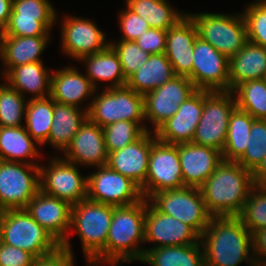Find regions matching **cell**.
I'll return each mask as SVG.
<instances>
[{
    "label": "cell",
    "instance_id": "cell-46",
    "mask_svg": "<svg viewBox=\"0 0 266 266\" xmlns=\"http://www.w3.org/2000/svg\"><path fill=\"white\" fill-rule=\"evenodd\" d=\"M34 258L28 251L0 242V266H32Z\"/></svg>",
    "mask_w": 266,
    "mask_h": 266
},
{
    "label": "cell",
    "instance_id": "cell-17",
    "mask_svg": "<svg viewBox=\"0 0 266 266\" xmlns=\"http://www.w3.org/2000/svg\"><path fill=\"white\" fill-rule=\"evenodd\" d=\"M72 205L65 200L47 195L39 190L29 201L25 210L61 245L73 254L69 240Z\"/></svg>",
    "mask_w": 266,
    "mask_h": 266
},
{
    "label": "cell",
    "instance_id": "cell-10",
    "mask_svg": "<svg viewBox=\"0 0 266 266\" xmlns=\"http://www.w3.org/2000/svg\"><path fill=\"white\" fill-rule=\"evenodd\" d=\"M39 190V165L0 160V212L24 209Z\"/></svg>",
    "mask_w": 266,
    "mask_h": 266
},
{
    "label": "cell",
    "instance_id": "cell-15",
    "mask_svg": "<svg viewBox=\"0 0 266 266\" xmlns=\"http://www.w3.org/2000/svg\"><path fill=\"white\" fill-rule=\"evenodd\" d=\"M197 89L185 76L175 75L168 82L144 95V116L154 132L179 109Z\"/></svg>",
    "mask_w": 266,
    "mask_h": 266
},
{
    "label": "cell",
    "instance_id": "cell-22",
    "mask_svg": "<svg viewBox=\"0 0 266 266\" xmlns=\"http://www.w3.org/2000/svg\"><path fill=\"white\" fill-rule=\"evenodd\" d=\"M198 37L196 24L187 15L167 30L165 55L175 75L192 81L194 42Z\"/></svg>",
    "mask_w": 266,
    "mask_h": 266
},
{
    "label": "cell",
    "instance_id": "cell-5",
    "mask_svg": "<svg viewBox=\"0 0 266 266\" xmlns=\"http://www.w3.org/2000/svg\"><path fill=\"white\" fill-rule=\"evenodd\" d=\"M0 242L28 251L35 258L49 255L61 247L25 208L0 212Z\"/></svg>",
    "mask_w": 266,
    "mask_h": 266
},
{
    "label": "cell",
    "instance_id": "cell-44",
    "mask_svg": "<svg viewBox=\"0 0 266 266\" xmlns=\"http://www.w3.org/2000/svg\"><path fill=\"white\" fill-rule=\"evenodd\" d=\"M125 7L126 9L121 11L118 16V22L122 32L119 40L135 41L151 27L141 16L134 13L127 6Z\"/></svg>",
    "mask_w": 266,
    "mask_h": 266
},
{
    "label": "cell",
    "instance_id": "cell-23",
    "mask_svg": "<svg viewBox=\"0 0 266 266\" xmlns=\"http://www.w3.org/2000/svg\"><path fill=\"white\" fill-rule=\"evenodd\" d=\"M64 159L80 166L107 165L108 152L103 128L87 119L63 153Z\"/></svg>",
    "mask_w": 266,
    "mask_h": 266
},
{
    "label": "cell",
    "instance_id": "cell-31",
    "mask_svg": "<svg viewBox=\"0 0 266 266\" xmlns=\"http://www.w3.org/2000/svg\"><path fill=\"white\" fill-rule=\"evenodd\" d=\"M36 143L24 126L0 127V160L39 165L30 160L41 158Z\"/></svg>",
    "mask_w": 266,
    "mask_h": 266
},
{
    "label": "cell",
    "instance_id": "cell-27",
    "mask_svg": "<svg viewBox=\"0 0 266 266\" xmlns=\"http://www.w3.org/2000/svg\"><path fill=\"white\" fill-rule=\"evenodd\" d=\"M229 91L245 81L263 79L266 74V48L247 41L229 58Z\"/></svg>",
    "mask_w": 266,
    "mask_h": 266
},
{
    "label": "cell",
    "instance_id": "cell-20",
    "mask_svg": "<svg viewBox=\"0 0 266 266\" xmlns=\"http://www.w3.org/2000/svg\"><path fill=\"white\" fill-rule=\"evenodd\" d=\"M203 106L204 90L197 89L179 106L178 111L154 132L156 138L175 145L192 142Z\"/></svg>",
    "mask_w": 266,
    "mask_h": 266
},
{
    "label": "cell",
    "instance_id": "cell-42",
    "mask_svg": "<svg viewBox=\"0 0 266 266\" xmlns=\"http://www.w3.org/2000/svg\"><path fill=\"white\" fill-rule=\"evenodd\" d=\"M243 16L247 26V40L266 48V0L247 5Z\"/></svg>",
    "mask_w": 266,
    "mask_h": 266
},
{
    "label": "cell",
    "instance_id": "cell-26",
    "mask_svg": "<svg viewBox=\"0 0 266 266\" xmlns=\"http://www.w3.org/2000/svg\"><path fill=\"white\" fill-rule=\"evenodd\" d=\"M50 37L0 36V58L4 64L0 76L5 75L13 67L31 62H42L40 55L47 48Z\"/></svg>",
    "mask_w": 266,
    "mask_h": 266
},
{
    "label": "cell",
    "instance_id": "cell-18",
    "mask_svg": "<svg viewBox=\"0 0 266 266\" xmlns=\"http://www.w3.org/2000/svg\"><path fill=\"white\" fill-rule=\"evenodd\" d=\"M201 236L190 226L176 218L159 212L146 199V214L144 227L145 243H156L151 248L163 246H185L200 242Z\"/></svg>",
    "mask_w": 266,
    "mask_h": 266
},
{
    "label": "cell",
    "instance_id": "cell-37",
    "mask_svg": "<svg viewBox=\"0 0 266 266\" xmlns=\"http://www.w3.org/2000/svg\"><path fill=\"white\" fill-rule=\"evenodd\" d=\"M232 92L239 110L255 119L266 120V83L263 79L245 81Z\"/></svg>",
    "mask_w": 266,
    "mask_h": 266
},
{
    "label": "cell",
    "instance_id": "cell-2",
    "mask_svg": "<svg viewBox=\"0 0 266 266\" xmlns=\"http://www.w3.org/2000/svg\"><path fill=\"white\" fill-rule=\"evenodd\" d=\"M253 186L252 172L223 160L199 189L212 216H238Z\"/></svg>",
    "mask_w": 266,
    "mask_h": 266
},
{
    "label": "cell",
    "instance_id": "cell-30",
    "mask_svg": "<svg viewBox=\"0 0 266 266\" xmlns=\"http://www.w3.org/2000/svg\"><path fill=\"white\" fill-rule=\"evenodd\" d=\"M82 61L86 65V76L97 90L101 89L97 86V81L111 82V85L106 84L104 88L122 87L127 84L118 54L110 44L98 53L83 56L79 62Z\"/></svg>",
    "mask_w": 266,
    "mask_h": 266
},
{
    "label": "cell",
    "instance_id": "cell-41",
    "mask_svg": "<svg viewBox=\"0 0 266 266\" xmlns=\"http://www.w3.org/2000/svg\"><path fill=\"white\" fill-rule=\"evenodd\" d=\"M266 156V120L255 119L250 131L247 148L237 161L253 172Z\"/></svg>",
    "mask_w": 266,
    "mask_h": 266
},
{
    "label": "cell",
    "instance_id": "cell-9",
    "mask_svg": "<svg viewBox=\"0 0 266 266\" xmlns=\"http://www.w3.org/2000/svg\"><path fill=\"white\" fill-rule=\"evenodd\" d=\"M148 201L159 211L192 227L200 236L212 215L207 211L198 187H184L152 194Z\"/></svg>",
    "mask_w": 266,
    "mask_h": 266
},
{
    "label": "cell",
    "instance_id": "cell-3",
    "mask_svg": "<svg viewBox=\"0 0 266 266\" xmlns=\"http://www.w3.org/2000/svg\"><path fill=\"white\" fill-rule=\"evenodd\" d=\"M146 199L128 205L114 207L113 217L106 242V264L141 261L145 249L144 241Z\"/></svg>",
    "mask_w": 266,
    "mask_h": 266
},
{
    "label": "cell",
    "instance_id": "cell-21",
    "mask_svg": "<svg viewBox=\"0 0 266 266\" xmlns=\"http://www.w3.org/2000/svg\"><path fill=\"white\" fill-rule=\"evenodd\" d=\"M153 133L146 131L139 139L108 155L107 165L130 178L140 188L146 181L151 146L157 139Z\"/></svg>",
    "mask_w": 266,
    "mask_h": 266
},
{
    "label": "cell",
    "instance_id": "cell-24",
    "mask_svg": "<svg viewBox=\"0 0 266 266\" xmlns=\"http://www.w3.org/2000/svg\"><path fill=\"white\" fill-rule=\"evenodd\" d=\"M183 182L188 187H200L223 161L222 152L192 142L178 144Z\"/></svg>",
    "mask_w": 266,
    "mask_h": 266
},
{
    "label": "cell",
    "instance_id": "cell-40",
    "mask_svg": "<svg viewBox=\"0 0 266 266\" xmlns=\"http://www.w3.org/2000/svg\"><path fill=\"white\" fill-rule=\"evenodd\" d=\"M146 130L138 123L117 121L103 127L104 141L108 154L120 150L139 139Z\"/></svg>",
    "mask_w": 266,
    "mask_h": 266
},
{
    "label": "cell",
    "instance_id": "cell-6",
    "mask_svg": "<svg viewBox=\"0 0 266 266\" xmlns=\"http://www.w3.org/2000/svg\"><path fill=\"white\" fill-rule=\"evenodd\" d=\"M104 91L94 95L88 105V119L100 127H105L117 121L138 122L146 131H151L144 125V96L135 92L127 85L115 88H104Z\"/></svg>",
    "mask_w": 266,
    "mask_h": 266
},
{
    "label": "cell",
    "instance_id": "cell-1",
    "mask_svg": "<svg viewBox=\"0 0 266 266\" xmlns=\"http://www.w3.org/2000/svg\"><path fill=\"white\" fill-rule=\"evenodd\" d=\"M200 241L205 266L254 264L252 234L238 216H212Z\"/></svg>",
    "mask_w": 266,
    "mask_h": 266
},
{
    "label": "cell",
    "instance_id": "cell-38",
    "mask_svg": "<svg viewBox=\"0 0 266 266\" xmlns=\"http://www.w3.org/2000/svg\"><path fill=\"white\" fill-rule=\"evenodd\" d=\"M28 100L4 82L0 84V127L24 126Z\"/></svg>",
    "mask_w": 266,
    "mask_h": 266
},
{
    "label": "cell",
    "instance_id": "cell-39",
    "mask_svg": "<svg viewBox=\"0 0 266 266\" xmlns=\"http://www.w3.org/2000/svg\"><path fill=\"white\" fill-rule=\"evenodd\" d=\"M238 217L251 234L266 228V186L252 187Z\"/></svg>",
    "mask_w": 266,
    "mask_h": 266
},
{
    "label": "cell",
    "instance_id": "cell-51",
    "mask_svg": "<svg viewBox=\"0 0 266 266\" xmlns=\"http://www.w3.org/2000/svg\"><path fill=\"white\" fill-rule=\"evenodd\" d=\"M253 266H266V260H254Z\"/></svg>",
    "mask_w": 266,
    "mask_h": 266
},
{
    "label": "cell",
    "instance_id": "cell-13",
    "mask_svg": "<svg viewBox=\"0 0 266 266\" xmlns=\"http://www.w3.org/2000/svg\"><path fill=\"white\" fill-rule=\"evenodd\" d=\"M57 16L49 0H13L9 22L0 36H50Z\"/></svg>",
    "mask_w": 266,
    "mask_h": 266
},
{
    "label": "cell",
    "instance_id": "cell-19",
    "mask_svg": "<svg viewBox=\"0 0 266 266\" xmlns=\"http://www.w3.org/2000/svg\"><path fill=\"white\" fill-rule=\"evenodd\" d=\"M63 18L61 51L72 59L79 61L83 56L98 53L110 44L106 41V34L92 20L68 15Z\"/></svg>",
    "mask_w": 266,
    "mask_h": 266
},
{
    "label": "cell",
    "instance_id": "cell-52",
    "mask_svg": "<svg viewBox=\"0 0 266 266\" xmlns=\"http://www.w3.org/2000/svg\"><path fill=\"white\" fill-rule=\"evenodd\" d=\"M264 82L266 83V74L264 75V78H263Z\"/></svg>",
    "mask_w": 266,
    "mask_h": 266
},
{
    "label": "cell",
    "instance_id": "cell-11",
    "mask_svg": "<svg viewBox=\"0 0 266 266\" xmlns=\"http://www.w3.org/2000/svg\"><path fill=\"white\" fill-rule=\"evenodd\" d=\"M184 187L178 144L156 139L151 146L146 181L140 188L143 198L148 199L156 192Z\"/></svg>",
    "mask_w": 266,
    "mask_h": 266
},
{
    "label": "cell",
    "instance_id": "cell-50",
    "mask_svg": "<svg viewBox=\"0 0 266 266\" xmlns=\"http://www.w3.org/2000/svg\"><path fill=\"white\" fill-rule=\"evenodd\" d=\"M253 184L257 186H266V156L258 167L252 172Z\"/></svg>",
    "mask_w": 266,
    "mask_h": 266
},
{
    "label": "cell",
    "instance_id": "cell-8",
    "mask_svg": "<svg viewBox=\"0 0 266 266\" xmlns=\"http://www.w3.org/2000/svg\"><path fill=\"white\" fill-rule=\"evenodd\" d=\"M235 108L236 99L232 91L204 90L203 112L192 143L222 152L227 137L229 116Z\"/></svg>",
    "mask_w": 266,
    "mask_h": 266
},
{
    "label": "cell",
    "instance_id": "cell-49",
    "mask_svg": "<svg viewBox=\"0 0 266 266\" xmlns=\"http://www.w3.org/2000/svg\"><path fill=\"white\" fill-rule=\"evenodd\" d=\"M12 8L13 0H0V27L2 29H4L9 22Z\"/></svg>",
    "mask_w": 266,
    "mask_h": 266
},
{
    "label": "cell",
    "instance_id": "cell-47",
    "mask_svg": "<svg viewBox=\"0 0 266 266\" xmlns=\"http://www.w3.org/2000/svg\"><path fill=\"white\" fill-rule=\"evenodd\" d=\"M32 266H74V256L66 249L59 247L49 255L34 258Z\"/></svg>",
    "mask_w": 266,
    "mask_h": 266
},
{
    "label": "cell",
    "instance_id": "cell-29",
    "mask_svg": "<svg viewBox=\"0 0 266 266\" xmlns=\"http://www.w3.org/2000/svg\"><path fill=\"white\" fill-rule=\"evenodd\" d=\"M87 119L88 106L77 108L54 101L53 119L47 142L64 153Z\"/></svg>",
    "mask_w": 266,
    "mask_h": 266
},
{
    "label": "cell",
    "instance_id": "cell-14",
    "mask_svg": "<svg viewBox=\"0 0 266 266\" xmlns=\"http://www.w3.org/2000/svg\"><path fill=\"white\" fill-rule=\"evenodd\" d=\"M99 169V170H98ZM87 176V198L114 207L128 206L143 199L140 187L108 165L96 167Z\"/></svg>",
    "mask_w": 266,
    "mask_h": 266
},
{
    "label": "cell",
    "instance_id": "cell-43",
    "mask_svg": "<svg viewBox=\"0 0 266 266\" xmlns=\"http://www.w3.org/2000/svg\"><path fill=\"white\" fill-rule=\"evenodd\" d=\"M118 54L122 71L126 79L137 71L148 59L149 53L142 50L134 41H110Z\"/></svg>",
    "mask_w": 266,
    "mask_h": 266
},
{
    "label": "cell",
    "instance_id": "cell-36",
    "mask_svg": "<svg viewBox=\"0 0 266 266\" xmlns=\"http://www.w3.org/2000/svg\"><path fill=\"white\" fill-rule=\"evenodd\" d=\"M54 110V100L46 98L28 99L24 117L26 131L38 145H45L48 141Z\"/></svg>",
    "mask_w": 266,
    "mask_h": 266
},
{
    "label": "cell",
    "instance_id": "cell-34",
    "mask_svg": "<svg viewBox=\"0 0 266 266\" xmlns=\"http://www.w3.org/2000/svg\"><path fill=\"white\" fill-rule=\"evenodd\" d=\"M125 5L141 16L151 28L168 30L187 14L173 9L167 0H125Z\"/></svg>",
    "mask_w": 266,
    "mask_h": 266
},
{
    "label": "cell",
    "instance_id": "cell-48",
    "mask_svg": "<svg viewBox=\"0 0 266 266\" xmlns=\"http://www.w3.org/2000/svg\"><path fill=\"white\" fill-rule=\"evenodd\" d=\"M252 254L254 260H266V228L252 234Z\"/></svg>",
    "mask_w": 266,
    "mask_h": 266
},
{
    "label": "cell",
    "instance_id": "cell-12",
    "mask_svg": "<svg viewBox=\"0 0 266 266\" xmlns=\"http://www.w3.org/2000/svg\"><path fill=\"white\" fill-rule=\"evenodd\" d=\"M40 190L50 196L68 201L71 205L87 199V176L78 165L60 157H51L47 167L39 165Z\"/></svg>",
    "mask_w": 266,
    "mask_h": 266
},
{
    "label": "cell",
    "instance_id": "cell-35",
    "mask_svg": "<svg viewBox=\"0 0 266 266\" xmlns=\"http://www.w3.org/2000/svg\"><path fill=\"white\" fill-rule=\"evenodd\" d=\"M255 118L237 107L229 116L226 142L222 150L225 161L237 162L244 154Z\"/></svg>",
    "mask_w": 266,
    "mask_h": 266
},
{
    "label": "cell",
    "instance_id": "cell-45",
    "mask_svg": "<svg viewBox=\"0 0 266 266\" xmlns=\"http://www.w3.org/2000/svg\"><path fill=\"white\" fill-rule=\"evenodd\" d=\"M167 30L150 28L134 42L144 51L152 54L165 53Z\"/></svg>",
    "mask_w": 266,
    "mask_h": 266
},
{
    "label": "cell",
    "instance_id": "cell-25",
    "mask_svg": "<svg viewBox=\"0 0 266 266\" xmlns=\"http://www.w3.org/2000/svg\"><path fill=\"white\" fill-rule=\"evenodd\" d=\"M97 92L86 74L79 72L75 66L52 70L50 97L56 102L80 108L86 98L91 99Z\"/></svg>",
    "mask_w": 266,
    "mask_h": 266
},
{
    "label": "cell",
    "instance_id": "cell-28",
    "mask_svg": "<svg viewBox=\"0 0 266 266\" xmlns=\"http://www.w3.org/2000/svg\"><path fill=\"white\" fill-rule=\"evenodd\" d=\"M51 76L43 62H31L11 68L3 78L22 96L31 93V99H37L50 96Z\"/></svg>",
    "mask_w": 266,
    "mask_h": 266
},
{
    "label": "cell",
    "instance_id": "cell-33",
    "mask_svg": "<svg viewBox=\"0 0 266 266\" xmlns=\"http://www.w3.org/2000/svg\"><path fill=\"white\" fill-rule=\"evenodd\" d=\"M140 262L150 266H205L201 241L193 245L148 249Z\"/></svg>",
    "mask_w": 266,
    "mask_h": 266
},
{
    "label": "cell",
    "instance_id": "cell-4",
    "mask_svg": "<svg viewBox=\"0 0 266 266\" xmlns=\"http://www.w3.org/2000/svg\"><path fill=\"white\" fill-rule=\"evenodd\" d=\"M113 212L114 206L88 198L72 205L69 231L75 229L89 266L106 263V242Z\"/></svg>",
    "mask_w": 266,
    "mask_h": 266
},
{
    "label": "cell",
    "instance_id": "cell-7",
    "mask_svg": "<svg viewBox=\"0 0 266 266\" xmlns=\"http://www.w3.org/2000/svg\"><path fill=\"white\" fill-rule=\"evenodd\" d=\"M198 37L211 44L228 59L241 50L247 40V26L243 13H191Z\"/></svg>",
    "mask_w": 266,
    "mask_h": 266
},
{
    "label": "cell",
    "instance_id": "cell-16",
    "mask_svg": "<svg viewBox=\"0 0 266 266\" xmlns=\"http://www.w3.org/2000/svg\"><path fill=\"white\" fill-rule=\"evenodd\" d=\"M229 59L200 37L194 42L192 83L196 89L229 91Z\"/></svg>",
    "mask_w": 266,
    "mask_h": 266
},
{
    "label": "cell",
    "instance_id": "cell-32",
    "mask_svg": "<svg viewBox=\"0 0 266 266\" xmlns=\"http://www.w3.org/2000/svg\"><path fill=\"white\" fill-rule=\"evenodd\" d=\"M175 76L171 63L164 53L149 55L146 62L127 79V86L146 95Z\"/></svg>",
    "mask_w": 266,
    "mask_h": 266
}]
</instances>
